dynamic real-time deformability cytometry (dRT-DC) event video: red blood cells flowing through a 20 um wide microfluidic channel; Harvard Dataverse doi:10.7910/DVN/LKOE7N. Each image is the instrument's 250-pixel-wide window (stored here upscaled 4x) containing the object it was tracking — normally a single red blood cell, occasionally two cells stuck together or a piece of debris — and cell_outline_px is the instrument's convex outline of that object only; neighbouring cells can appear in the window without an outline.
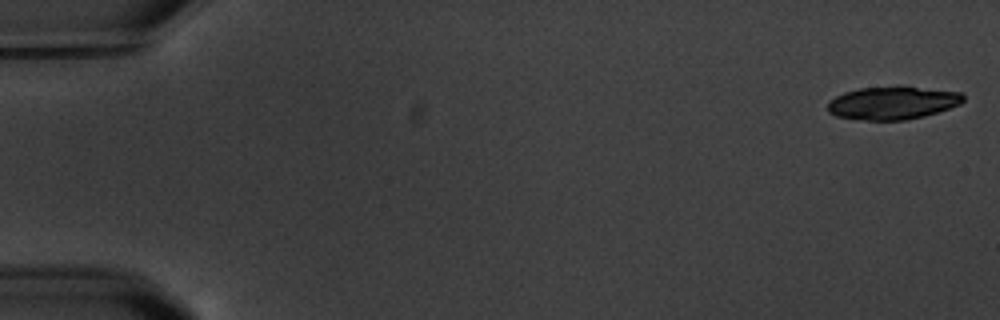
{"species": "common noctule bat (a hibernating species)", "species_latin": "Nyctalus noctula", "temperature_condition": "warm", "stored_images_in_passage": 5, "camera_frame_rate_fps": 3000, "um_per_image_px": 0.085, "animal": {"sex": "male", "body_mass_g": 20.1, "forearm_length_mm": 53.5}, "frame": {"image": 1, "passage_image": 1, "time_ms": 0.0, "image_size_px": [1000, 320], "cell_outline_px": [[964, 100], [960, 104], [924, 116], [904, 120], [864, 120], [836, 116], [828, 112], [828, 104], [836, 96], [844, 92], [860, 88], [916, 88], [964, 92]], "centroid_in_image_um": [75.87, 8.77], "position_along_channel_um": 9.1, "area_um2": 25.32}}
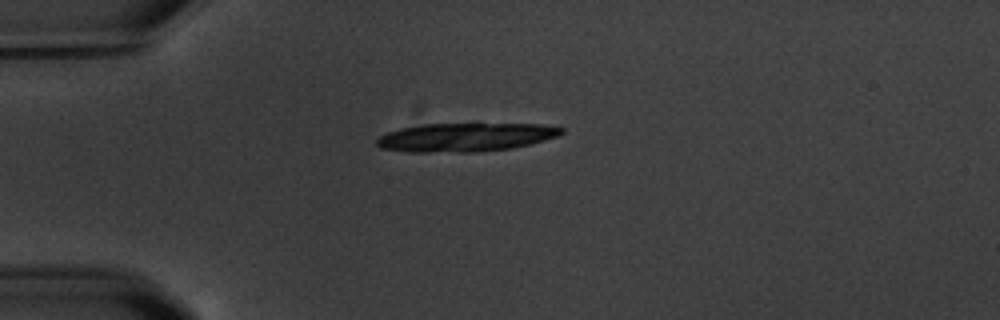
{"frame": {"image": 2, "passage_image": 5, "time_ms": 4.667, "image_size_px": [1000, 320], "cell_outline_px": [[564, 132], [556, 136], [528, 144], [512, 148], [476, 152], [408, 152], [380, 148], [376, 144], [376, 140], [380, 136], [388, 132], [400, 128], [424, 124], [476, 120], [540, 124], [564, 128]], "centroid_in_image_um": [39.58, 11.6], "position_along_channel_um": 45.4, "area_um2": 32.25}}